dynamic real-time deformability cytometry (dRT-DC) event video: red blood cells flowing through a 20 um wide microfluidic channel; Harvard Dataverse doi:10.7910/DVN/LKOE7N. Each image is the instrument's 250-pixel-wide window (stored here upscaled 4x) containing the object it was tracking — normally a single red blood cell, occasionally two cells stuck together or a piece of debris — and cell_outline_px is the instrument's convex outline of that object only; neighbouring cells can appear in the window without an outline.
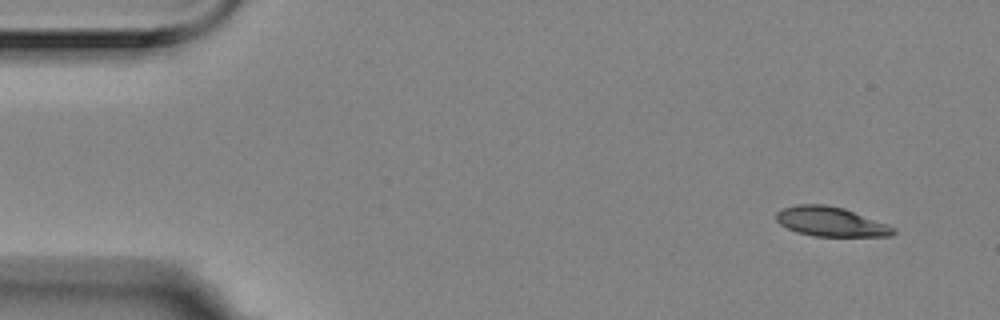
{"species": "Egyptian fruit bat (a non-hibernating species)", "species_latin": "Rousettus aegyptiacus", "temperature_condition": "room temperature", "stored_images_in_passage": 7, "camera_frame_rate_fps": 3000, "um_per_image_px": 0.085, "animal": {"sex": "female"}, "frame": {"image": 1, "passage_image": 1, "time_ms": 0.0, "image_size_px": [1000, 320], "cell_outline_px": [[896, 232], [892, 236], [812, 236], [796, 232], [780, 224], [776, 220], [776, 212], [784, 208], [796, 204], [824, 204], [844, 208], [888, 224], [896, 228]], "centroid_in_image_um": [70.63, 18.84], "position_along_channel_um": 14.4, "area_um2": 20.23}}
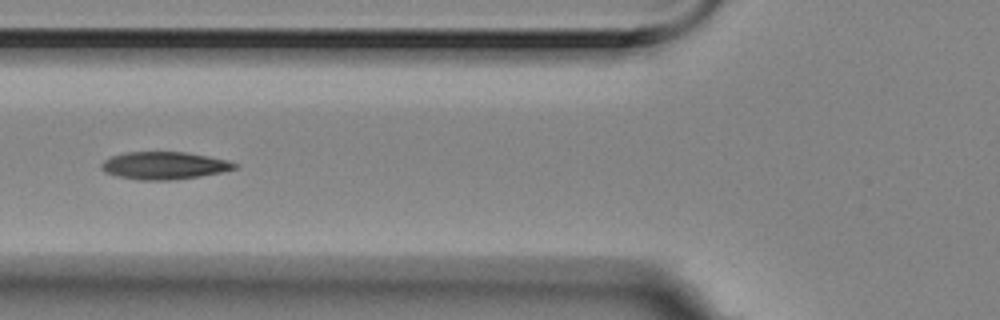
{"frame": {"image": 2, "passage_image": 5, "time_ms": 1.333, "image_size_px": [1000, 320], "cell_outline_px": [[240, 164], [236, 168], [220, 172], [200, 176], [172, 180], [136, 180], [116, 176], [104, 172], [100, 168], [100, 164], [104, 160], [112, 156], [124, 152], [184, 152], [208, 156], [228, 160]], "centroid_in_image_um": [13.93, 14.07], "position_along_channel_um": 111.9, "area_um2": 21.5}}
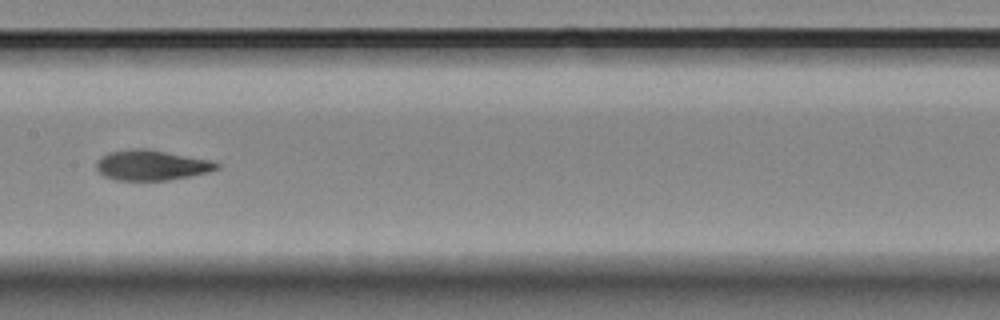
{"frame": {"image": 3, "passage_image": 7, "time_ms": 2.0, "image_size_px": [1000, 320], "cell_outline_px": [[220, 168], [208, 172], [192, 176], [168, 180], [116, 180], [104, 176], [96, 168], [96, 164], [100, 156], [108, 152], [128, 148], [144, 148], [208, 160], [220, 164]], "centroid_in_image_um": [12.84, 14.04], "position_along_channel_um": 194.6, "area_um2": 21.15}}